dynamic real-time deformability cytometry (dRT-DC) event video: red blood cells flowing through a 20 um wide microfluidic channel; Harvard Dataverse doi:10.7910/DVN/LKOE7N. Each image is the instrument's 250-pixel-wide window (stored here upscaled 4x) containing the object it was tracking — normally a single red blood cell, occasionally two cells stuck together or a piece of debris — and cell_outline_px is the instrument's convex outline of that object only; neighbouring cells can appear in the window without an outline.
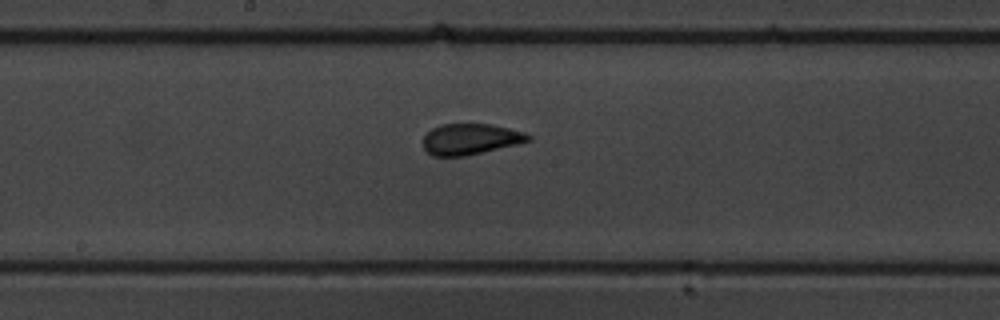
{"species": "common noctule bat (a hibernating species)", "species_latin": "Nyctalus noctula", "temperature_condition": "warm", "stored_images_in_passage": 8, "segment_of_instrument_passage": [2, 2], "camera_frame_rate_fps": 3000, "um_per_image_px": 0.085, "animal": {"sex": "male", "body_mass_g": 19.5, "forearm_length_mm": 54.6}, "frame": {"image": 1, "passage_image": 8, "time_ms": 9.0, "image_size_px": [1000, 320], "cell_outline_px": [[532, 140], [516, 144], [464, 156], [432, 156], [424, 148], [424, 136], [432, 128], [440, 124], [488, 124], [508, 128], [524, 132], [532, 136]], "centroid_in_image_um": [39.98, 11.82], "position_along_channel_um": 208.2, "area_um2": 18.73}}